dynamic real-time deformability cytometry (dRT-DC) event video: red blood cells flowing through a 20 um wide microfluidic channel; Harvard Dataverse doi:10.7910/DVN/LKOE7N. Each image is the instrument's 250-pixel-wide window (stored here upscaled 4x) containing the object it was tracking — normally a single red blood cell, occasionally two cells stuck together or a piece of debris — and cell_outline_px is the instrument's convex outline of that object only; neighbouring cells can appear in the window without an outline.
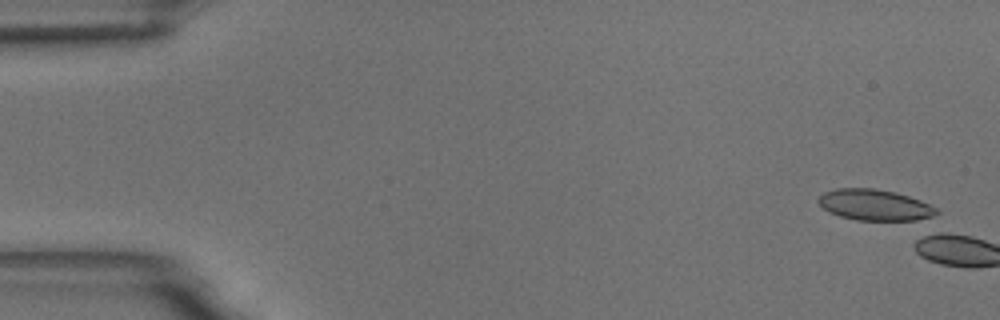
{"species": "common noctule bat (a hibernating species)", "species_latin": "Nyctalus noctula", "temperature_condition": "room temperature", "stored_images_in_passage": 1, "camera_frame_rate_fps": 3000, "um_per_image_px": 0.085, "animal": {"sex": "male", "body_mass_g": 18.8}, "frame": {"image": 1, "passage_image": 1, "time_ms": 0.0, "image_size_px": [1000, 320], "cell_outline_px": [[940, 212], [924, 220], [856, 220], [840, 216], [828, 212], [816, 200], [824, 192], [836, 188], [872, 188], [896, 192], [920, 200], [936, 208]], "centroid_in_image_um": [74.35, 17.42], "position_along_channel_um": 10.6, "area_um2": 21.39}}